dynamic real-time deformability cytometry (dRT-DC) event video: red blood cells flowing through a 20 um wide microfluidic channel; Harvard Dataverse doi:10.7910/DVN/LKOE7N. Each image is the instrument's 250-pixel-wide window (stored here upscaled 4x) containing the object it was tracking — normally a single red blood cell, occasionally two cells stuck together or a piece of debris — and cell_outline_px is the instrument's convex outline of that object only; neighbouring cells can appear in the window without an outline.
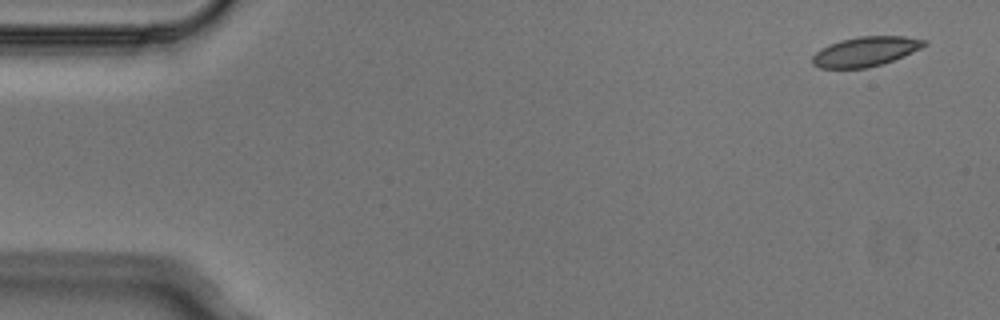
{"species": "Egyptian fruit bat (a non-hibernating species)", "species_latin": "Rousettus aegyptiacus", "temperature_condition": "cold", "stored_images_in_passage": 4, "camera_frame_rate_fps": 3000, "um_per_image_px": 0.085, "animal": {"sex": "male"}, "frame": {"image": 1, "passage_image": 1, "time_ms": 0.0, "image_size_px": [1000, 320], "cell_outline_px": [[928, 44], [912, 52], [892, 60], [868, 68], [820, 68], [812, 64], [812, 56], [820, 48], [828, 44], [840, 40], [856, 36], [904, 36], [928, 40]], "centroid_in_image_um": [73.54, 4.36], "position_along_channel_um": 11.5, "area_um2": 19.36}}
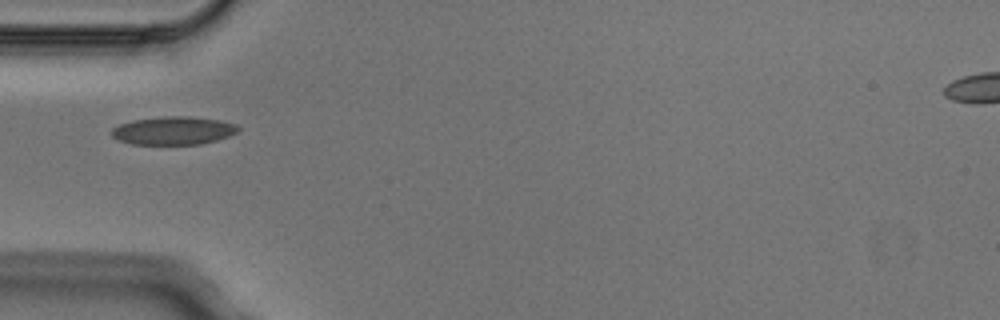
{"frame": {"image": 2, "passage_image": 4, "time_ms": 1.0, "image_size_px": [1000, 320], "cell_outline_px": [[240, 128], [236, 132], [228, 136], [216, 140], [200, 144], [132, 144], [120, 140], [112, 136], [108, 132], [112, 128], [120, 124], [132, 120], [164, 116], [188, 116], [220, 120], [236, 124]], "centroid_in_image_um": [14.71, 11.09], "position_along_channel_um": 70.3, "area_um2": 20.75}}